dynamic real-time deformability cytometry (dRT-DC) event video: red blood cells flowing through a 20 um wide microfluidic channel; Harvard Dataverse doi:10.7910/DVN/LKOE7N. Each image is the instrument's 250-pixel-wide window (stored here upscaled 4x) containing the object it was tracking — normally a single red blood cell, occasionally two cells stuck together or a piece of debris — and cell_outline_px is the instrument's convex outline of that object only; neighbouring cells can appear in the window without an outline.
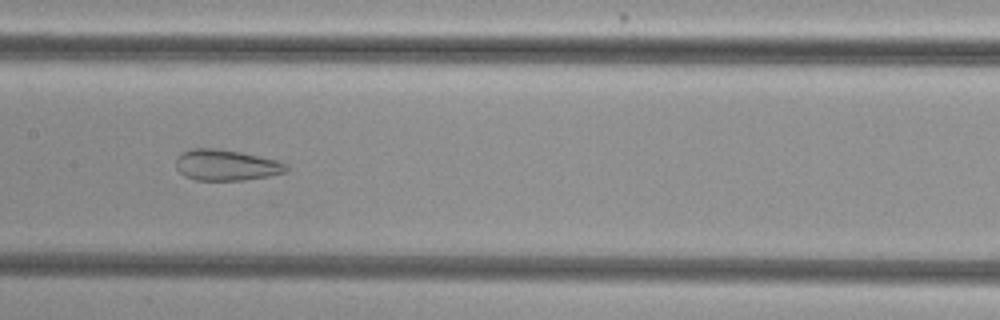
{"species": "common noctule bat (a hibernating species)", "species_latin": "Nyctalus noctula", "temperature_condition": "cold", "stored_images_in_passage": 49, "camera_frame_rate_fps": 3000, "um_per_image_px": 0.085, "animal": {"sex": "female", "body_mass_g": 29.2, "forearm_length_mm": 56.3}, "frame": {"image": 1, "passage_image": 23, "time_ms": 7.333, "image_size_px": [1000, 320], "cell_outline_px": [[288, 172], [268, 176], [244, 180], [196, 180], [184, 176], [176, 168], [176, 156], [192, 148], [212, 148], [240, 152], [276, 160], [288, 164]], "centroid_in_image_um": [19.22, 14.04], "position_along_channel_um": 188.2, "area_um2": 19.88}}
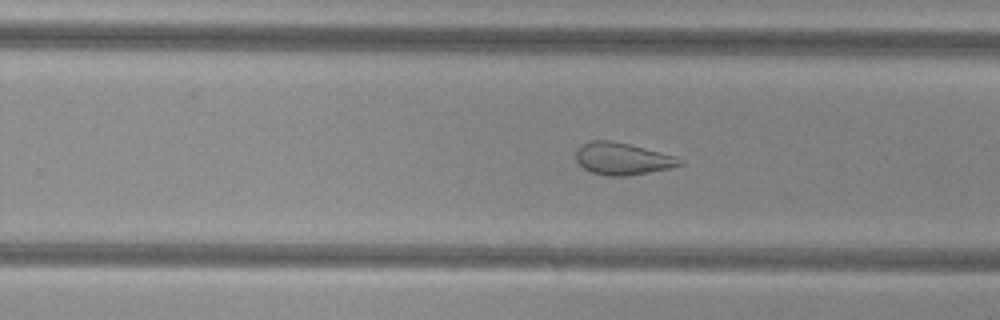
{"frame": {"image": 2, "passage_image": 30, "time_ms": 9.667, "image_size_px": [1000, 320], "cell_outline_px": [[684, 164], [672, 168], [628, 176], [608, 176], [592, 172], [584, 168], [576, 160], [576, 152], [584, 144], [592, 140], [608, 140], [628, 144], [676, 156], [684, 160]], "centroid_in_image_um": [52.96, 13.51], "position_along_channel_um": 276.8, "area_um2": 19.31}}
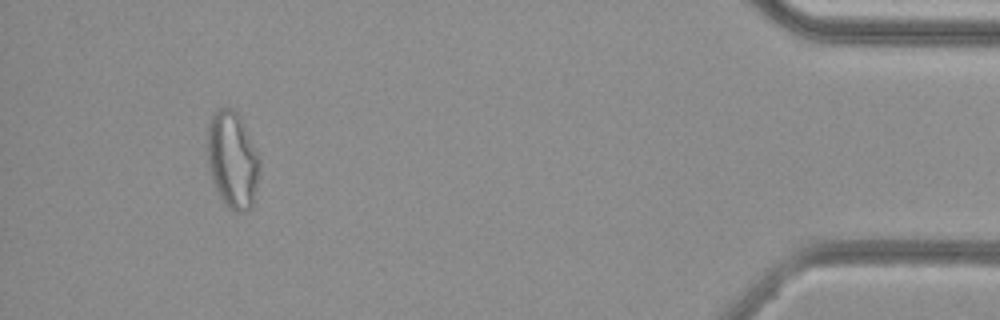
{"frame": {"image": 3, "passage_image": 46, "time_ms": 15.0, "image_size_px": [1000, 320], "cell_outline_px": [[260, 172], [252, 208], [244, 212], [236, 212], [228, 208], [224, 204], [212, 180], [208, 164], [208, 124], [212, 112], [220, 108], [232, 108], [236, 112], [260, 160]], "centroid_in_image_um": [19.75, 13.64], "position_along_channel_um": 415.4, "area_um2": 29.19}, "authors_computed_cell_mechanics": {"area_um2": 26.4146, "velocity_mm_per_s": 3.8076, "shape_relaxation_time_tau1_ms": null, "shape_relaxation_time_tau2_ms": 1.514, "deformation_change_tau1": null, "deformation_change_tau2": 0.0842}}